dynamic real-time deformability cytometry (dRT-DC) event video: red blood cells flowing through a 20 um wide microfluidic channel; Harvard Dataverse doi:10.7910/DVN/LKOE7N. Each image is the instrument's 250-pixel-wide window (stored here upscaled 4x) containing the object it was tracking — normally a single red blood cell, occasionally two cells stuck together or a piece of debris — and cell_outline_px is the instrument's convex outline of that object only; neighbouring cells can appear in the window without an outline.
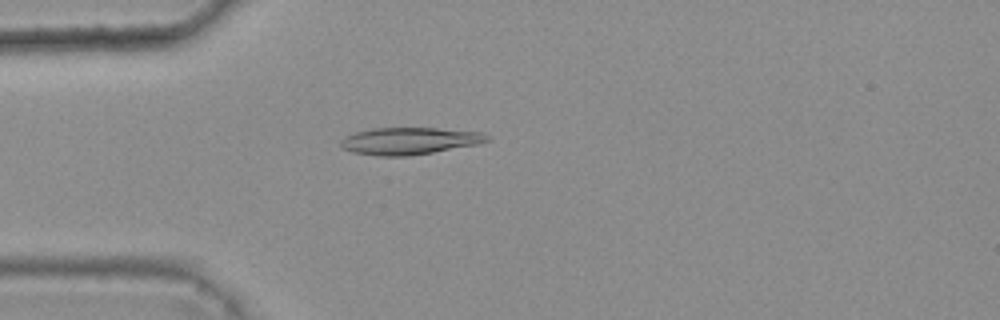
{"species": "common noctule bat (a hibernating species)", "species_latin": "Nyctalus noctula", "temperature_condition": "warm", "stored_images_in_passage": 3, "camera_frame_rate_fps": 3000, "um_per_image_px": 0.085, "animal": {"sex": "female", "body_mass_g": 25.1}, "frame": {"image": 1, "passage_image": 3, "time_ms": 0.667, "image_size_px": [1000, 320], "cell_outline_px": [[488, 140], [476, 144], [432, 152], [408, 156], [376, 156], [352, 152], [340, 148], [340, 140], [344, 136], [356, 132], [372, 128], [436, 128], [480, 132], [488, 136]], "centroid_in_image_um": [34.7, 11.98], "position_along_channel_um": 50.3, "area_um2": 22.95}}